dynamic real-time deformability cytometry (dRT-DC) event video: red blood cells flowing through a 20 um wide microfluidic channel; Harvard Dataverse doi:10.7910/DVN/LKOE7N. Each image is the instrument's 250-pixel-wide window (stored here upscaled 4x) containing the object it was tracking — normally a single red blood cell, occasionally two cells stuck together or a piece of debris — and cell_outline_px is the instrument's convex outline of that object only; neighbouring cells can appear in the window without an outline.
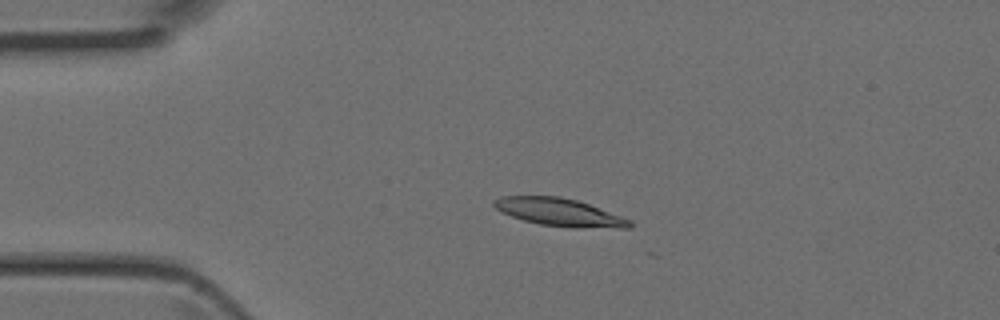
{"species": "Egyptian fruit bat (a non-hibernating species)", "species_latin": "Rousettus aegyptiacus", "temperature_condition": "room temperature", "stored_images_in_passage": 3, "camera_frame_rate_fps": 3000, "um_per_image_px": 0.085, "animal": {"sex": "female"}, "frame": {"image": 1, "passage_image": 2, "time_ms": 0.333, "image_size_px": [1000, 320], "cell_outline_px": [[632, 228], [572, 228], [540, 224], [524, 220], [500, 212], [492, 204], [492, 200], [500, 196], [560, 196], [576, 200], [588, 204], [632, 220]], "centroid_in_image_um": [47.55, 18.04], "position_along_channel_um": 37.5, "area_um2": 22.02}}